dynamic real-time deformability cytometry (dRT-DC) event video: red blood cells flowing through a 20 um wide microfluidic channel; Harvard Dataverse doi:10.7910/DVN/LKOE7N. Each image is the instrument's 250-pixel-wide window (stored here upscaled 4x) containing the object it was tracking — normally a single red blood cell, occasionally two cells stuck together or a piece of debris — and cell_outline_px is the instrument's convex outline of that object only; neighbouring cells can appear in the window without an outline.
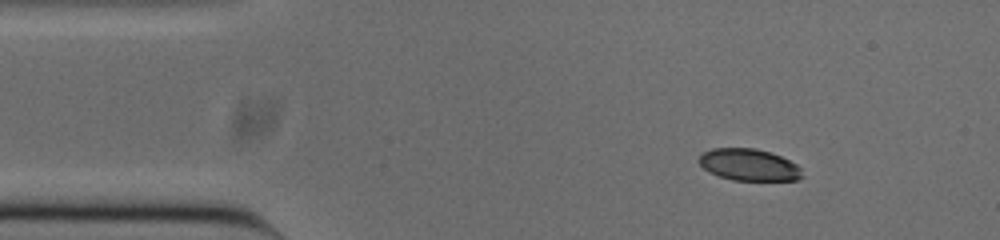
{"species": "common noctule bat (a hibernating species)", "species_latin": "Nyctalus noctula", "temperature_condition": "cold", "stored_images_in_passage": 47, "camera_frame_rate_fps": 3000, "um_per_image_px": 0.085, "animal": {"sex": "male", "body_mass_g": 20.0, "forearm_length_mm": 53.3}, "frame": {"image": 1, "passage_image": 1, "time_ms": 0.0, "image_size_px": [1000, 240], "cell_outline_px": [[804, 176], [800, 180], [732, 180], [708, 172], [696, 160], [704, 152], [712, 148], [756, 148], [780, 156], [796, 164], [800, 168]], "centroid_in_image_um": [63.65, 14.01], "position_along_channel_um": 21.3, "area_um2": 19.13}}
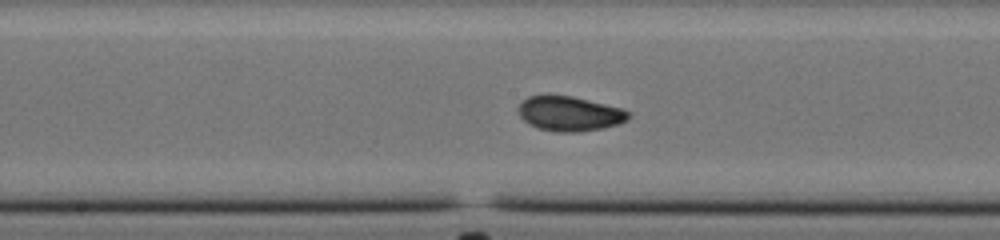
{"frame": {"image": 2, "passage_image": 20, "time_ms": 6.333, "image_size_px": [1000, 240], "cell_outline_px": [[632, 116], [628, 120], [620, 124], [604, 128], [580, 132], [556, 132], [540, 128], [528, 124], [520, 116], [520, 104], [528, 96], [572, 96], [624, 108]], "centroid_in_image_um": [48.49, 9.68], "position_along_channel_um": 199.7, "area_um2": 22.25}}
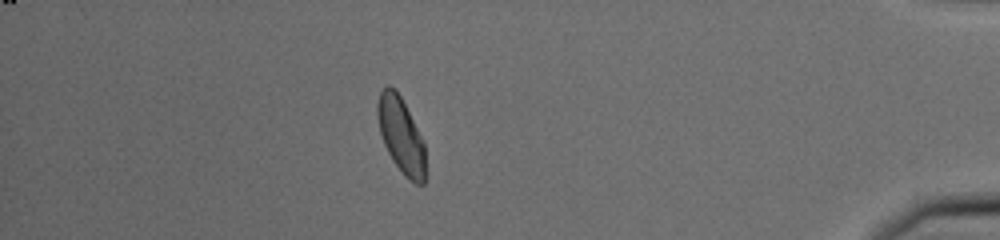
{"frame": {"image": 3, "passage_image": 40, "time_ms": 13.0, "image_size_px": [1000, 240], "cell_outline_px": [[428, 176], [424, 184], [416, 184], [408, 180], [404, 176], [392, 160], [384, 144], [380, 132], [376, 116], [376, 104], [380, 92], [388, 84], [400, 96], [424, 140]], "centroid_in_image_um": [34.13, 11.59], "position_along_channel_um": 401.1, "area_um2": 21.68}, "authors_computed_cell_mechanics": {"area_um2": 21.6172, "velocity_mm_per_s": 3.8236, "shape_relaxation_time_tau1_ms": 2.948, "shape_relaxation_time_tau2_ms": 1.468, "deformation_change_tau1": 0.1041, "deformation_change_tau2": 0.0545}}